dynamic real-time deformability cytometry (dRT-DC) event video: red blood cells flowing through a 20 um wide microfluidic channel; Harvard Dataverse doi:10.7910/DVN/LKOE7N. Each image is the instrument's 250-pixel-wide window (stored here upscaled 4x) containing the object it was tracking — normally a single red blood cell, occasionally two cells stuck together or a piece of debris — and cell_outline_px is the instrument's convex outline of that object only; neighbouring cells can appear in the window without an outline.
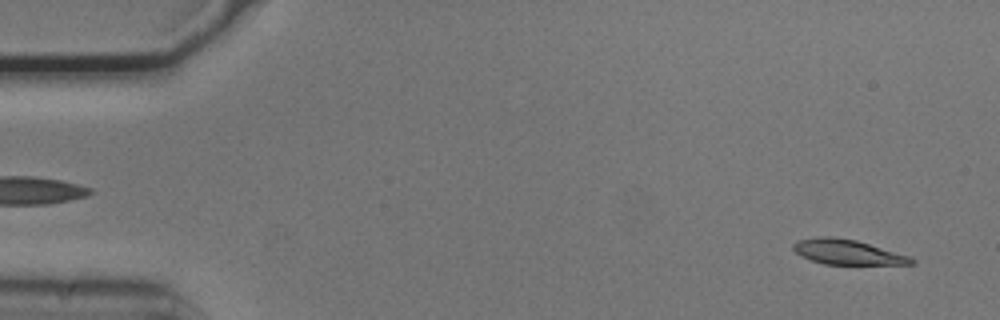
{"species": "common noctule bat (a hibernating species)", "species_latin": "Nyctalus noctula", "temperature_condition": "cold", "stored_images_in_passage": 7, "camera_frame_rate_fps": 3000, "um_per_image_px": 0.085, "animal": {"sex": "male", "body_mass_g": 20.5, "forearm_length_mm": 52.5}, "frame": {"image": 1, "passage_image": 2, "time_ms": 0.333, "image_size_px": [1000, 320], "cell_outline_px": [[916, 264], [824, 264], [800, 256], [792, 248], [792, 244], [796, 240], [820, 236], [832, 236], [856, 240], [908, 256], [916, 260]], "centroid_in_image_um": [71.97, 21.42], "position_along_channel_um": 13.0, "area_um2": 17.05}}